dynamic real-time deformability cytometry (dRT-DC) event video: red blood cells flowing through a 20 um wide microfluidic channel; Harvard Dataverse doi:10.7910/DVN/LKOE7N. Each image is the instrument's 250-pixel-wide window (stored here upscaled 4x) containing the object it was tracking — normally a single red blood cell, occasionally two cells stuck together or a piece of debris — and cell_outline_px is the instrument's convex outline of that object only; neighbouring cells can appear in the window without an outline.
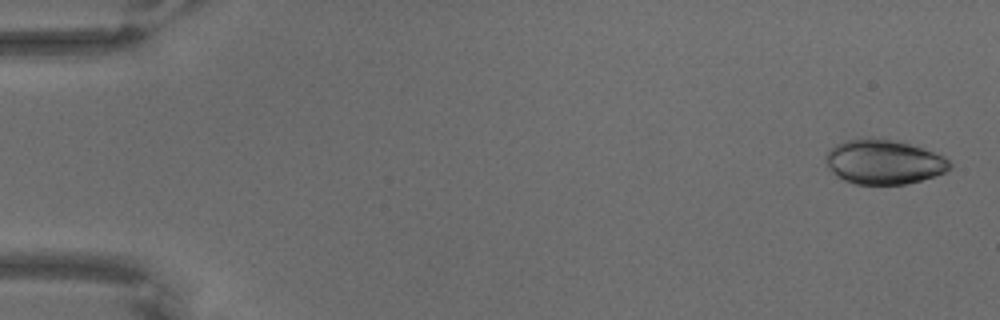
{"species": "common noctule bat (a hibernating species)", "species_latin": "Nyctalus noctula", "temperature_condition": "warm", "stored_images_in_passage": 22, "camera_frame_rate_fps": 3000, "um_per_image_px": 0.085, "animal": {"sex": "male", "body_mass_g": 18.8}, "frame": {"image": 1, "passage_image": 2, "time_ms": 0.333, "image_size_px": [1000, 320], "cell_outline_px": [[952, 168], [936, 176], [904, 184], [856, 184], [844, 180], [836, 176], [824, 160], [828, 152], [836, 144], [848, 140], [872, 136], [908, 144], [944, 156], [952, 164]], "centroid_in_image_um": [75.12, 13.76], "position_along_channel_um": 9.9, "area_um2": 31.96}}
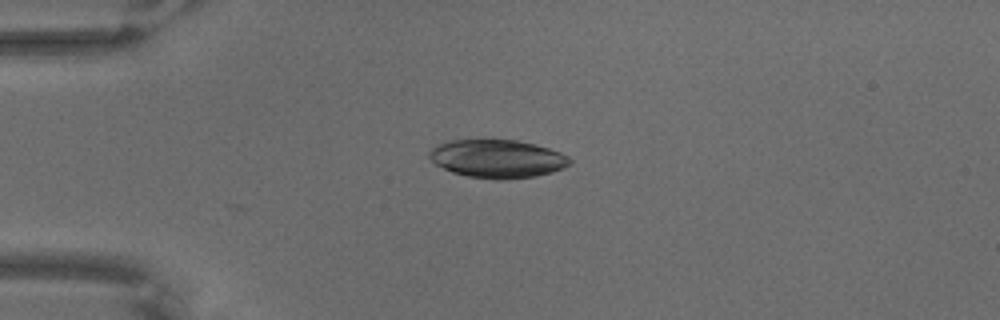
{"frame": {"image": 2, "passage_image": 17, "time_ms": 5.333, "image_size_px": [1000, 320], "cell_outline_px": [[572, 164], [564, 168], [552, 172], [536, 176], [504, 180], [496, 180], [468, 176], [452, 172], [436, 164], [428, 156], [428, 152], [432, 148], [440, 144], [452, 140], [492, 136], [516, 140], [536, 144], [560, 152], [568, 156], [572, 160]], "centroid_in_image_um": [42.29, 13.45], "position_along_channel_um": 42.7, "area_um2": 32.25}}